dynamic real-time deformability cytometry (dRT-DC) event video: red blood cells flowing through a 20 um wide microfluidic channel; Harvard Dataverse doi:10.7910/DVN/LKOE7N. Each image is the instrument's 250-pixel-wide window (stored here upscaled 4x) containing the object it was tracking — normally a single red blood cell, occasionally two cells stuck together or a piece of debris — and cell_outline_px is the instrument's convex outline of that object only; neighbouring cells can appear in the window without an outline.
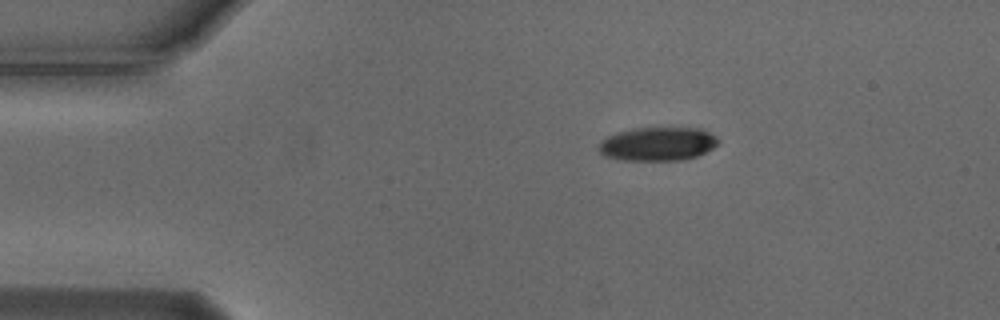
{"species": "Egyptian fruit bat (a non-hibernating species)", "species_latin": "Rousettus aegyptiacus", "temperature_condition": "cold", "stored_images_in_passage": 31, "camera_frame_rate_fps": 3000, "um_per_image_px": 0.085, "animal": {"sex": "male"}, "frame": {"image": 1, "passage_image": 1, "time_ms": 0.0, "image_size_px": [1000, 320], "cell_outline_px": [[720, 140], [712, 148], [696, 156], [680, 160], [620, 160], [604, 156], [600, 152], [600, 140], [616, 132], [636, 128], [704, 128], [716, 136]], "centroid_in_image_um": [55.9, 12.22], "position_along_channel_um": 29.1, "area_um2": 23.41}}
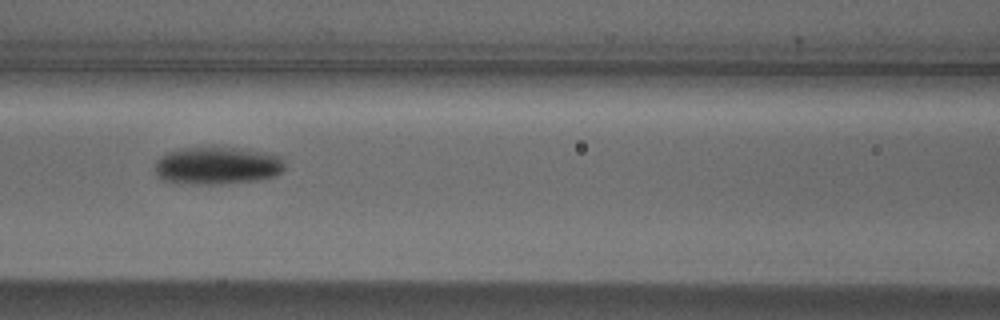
{"frame": {"image": 2, "passage_image": 15, "time_ms": 4.667, "image_size_px": [1000, 320], "cell_outline_px": [[284, 168], [280, 172], [272, 176], [256, 180], [224, 184], [168, 184], [156, 176], [156, 160], [160, 156], [176, 148], [212, 144], [248, 148], [280, 156], [284, 164]], "centroid_in_image_um": [18.38, 14.04], "position_along_channel_um": 148.2, "area_um2": 29.82}}
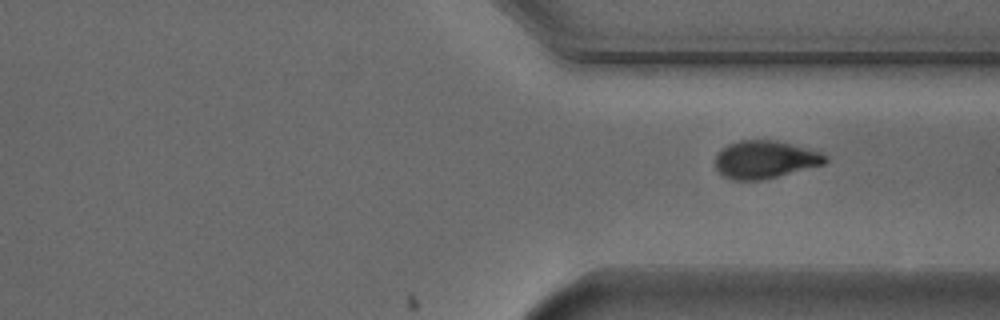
{"frame": {"image": 3, "passage_image": 31, "time_ms": 10.0, "image_size_px": [1000, 320], "cell_outline_px": [[828, 160], [824, 164], [760, 180], [732, 180], [724, 176], [716, 168], [716, 156], [728, 144], [740, 140], [776, 140], [820, 152], [828, 156]], "centroid_in_image_um": [65.03, 13.55], "position_along_channel_um": 346.4, "area_um2": 23.81}}